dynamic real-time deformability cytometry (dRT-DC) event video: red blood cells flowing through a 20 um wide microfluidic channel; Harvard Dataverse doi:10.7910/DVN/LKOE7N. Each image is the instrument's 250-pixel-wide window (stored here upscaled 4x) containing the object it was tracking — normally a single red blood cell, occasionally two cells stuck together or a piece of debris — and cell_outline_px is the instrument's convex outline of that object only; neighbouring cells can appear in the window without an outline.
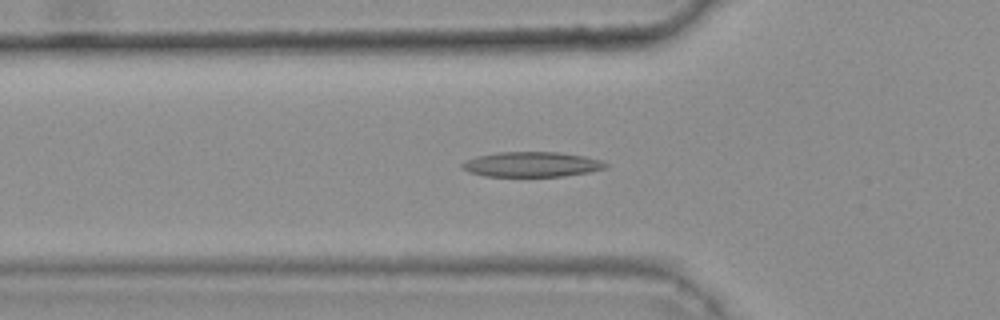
{"species": "common noctule bat (a hibernating species)", "species_latin": "Nyctalus noctula", "temperature_condition": "warm", "stored_images_in_passage": 34, "camera_frame_rate_fps": 3000, "um_per_image_px": 0.085, "animal": {"sex": "female", "body_mass_g": 25.1}, "frame": {"image": 1, "passage_image": 10, "time_ms": 3.0, "image_size_px": [1000, 320], "cell_outline_px": [[608, 164], [604, 168], [588, 172], [564, 176], [484, 176], [468, 172], [460, 164], [476, 156], [496, 152], [560, 152], [584, 156], [600, 160]], "centroid_in_image_um": [45.17, 13.97], "position_along_channel_um": 80.6, "area_um2": 20.81}}
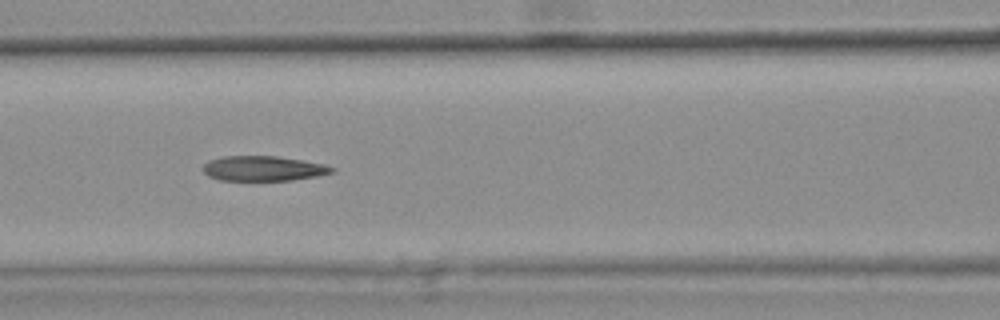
{"frame": {"image": 2, "passage_image": 15, "time_ms": 4.667, "image_size_px": [1000, 320], "cell_outline_px": [[336, 172], [316, 176], [292, 180], [220, 180], [208, 176], [204, 172], [204, 164], [208, 160], [224, 156], [276, 156], [324, 164], [336, 168]], "centroid_in_image_um": [22.39, 14.32], "position_along_channel_um": 144.2, "area_um2": 18.67}}
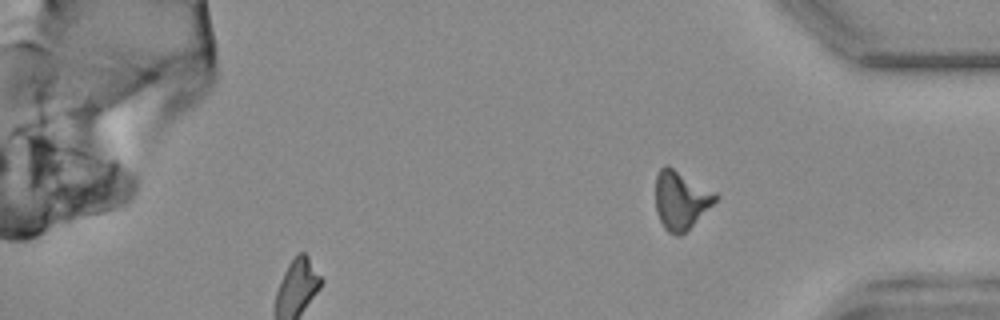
{"frame": {"image": 3, "passage_image": 34, "time_ms": 11.0, "image_size_px": [1000, 320], "cell_outline_px": [[720, 196], [680, 236], [676, 236], [668, 232], [664, 228], [656, 212], [656, 176], [660, 168], [664, 164], [668, 164], [716, 192]], "centroid_in_image_um": [57.85, 16.96], "position_along_channel_um": 377.4, "area_um2": 20.29}, "authors_computed_cell_mechanics": {"area_um2": 19.7387, "velocity_mm_per_s": 3.7873, "shape_relaxation_time_tau1_ms": null, "shape_relaxation_time_tau2_ms": 3.1159, "deformation_change_tau1": null, "deformation_change_tau2": 0.1273}}